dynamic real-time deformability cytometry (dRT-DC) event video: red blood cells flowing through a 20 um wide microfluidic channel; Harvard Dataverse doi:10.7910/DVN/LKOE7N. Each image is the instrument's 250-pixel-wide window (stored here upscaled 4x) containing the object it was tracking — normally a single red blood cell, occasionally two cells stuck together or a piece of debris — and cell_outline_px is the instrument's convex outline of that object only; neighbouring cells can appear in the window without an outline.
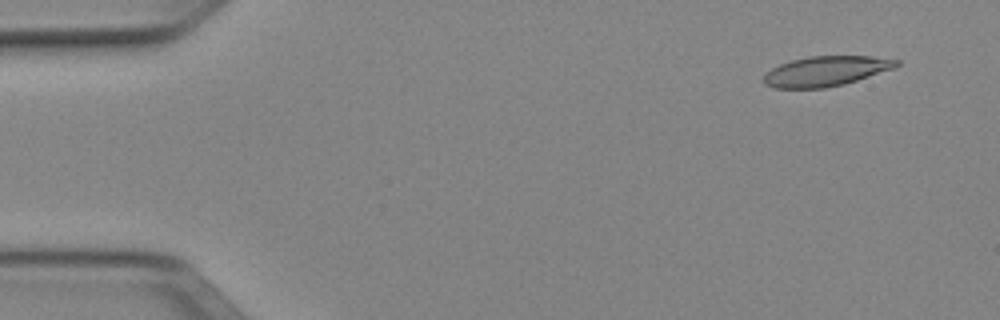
{"species": "Egyptian fruit bat (a non-hibernating species)", "species_latin": "Rousettus aegyptiacus", "temperature_condition": "cold", "stored_images_in_passage": 37, "camera_frame_rate_fps": 3000, "um_per_image_px": 0.085, "animal": {"sex": "female"}, "frame": {"image": 1, "passage_image": 4, "time_ms": 1.0, "image_size_px": [1000, 320], "cell_outline_px": [[900, 64], [896, 68], [844, 84], [824, 88], [776, 88], [764, 84], [764, 76], [772, 68], [780, 64], [792, 60], [808, 56], [872, 56], [900, 60]], "centroid_in_image_um": [70.25, 6.04], "position_along_channel_um": 14.8, "area_um2": 23.18}}
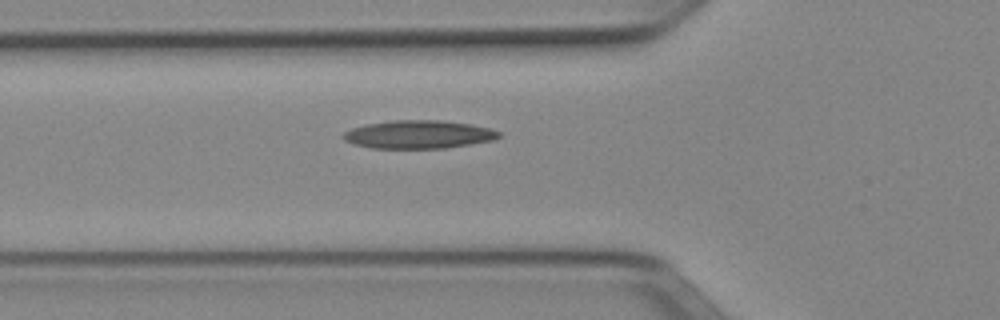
{"frame": {"image": 2, "passage_image": 18, "time_ms": 5.667, "image_size_px": [1000, 320], "cell_outline_px": [[500, 136], [492, 140], [444, 148], [372, 148], [356, 144], [344, 140], [340, 136], [344, 132], [352, 128], [368, 124], [396, 120], [440, 120], [472, 124], [488, 128], [500, 132]], "centroid_in_image_um": [35.56, 11.42], "position_along_channel_um": 90.2, "area_um2": 25.26}}
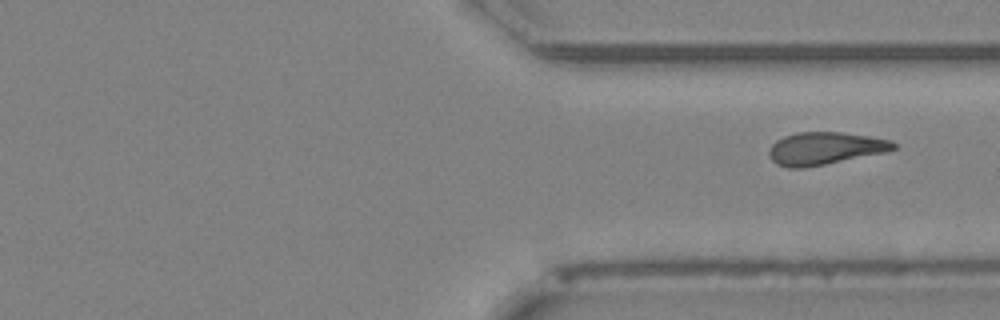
{"frame": {"image": 3, "passage_image": 37, "time_ms": 12.0, "image_size_px": [1000, 320], "cell_outline_px": [[896, 148], [888, 152], [804, 168], [788, 168], [776, 164], [768, 156], [768, 148], [776, 140], [784, 136], [796, 132], [840, 132], [868, 136], [888, 140], [896, 144]], "centroid_in_image_um": [70.07, 12.62], "position_along_channel_um": 341.3, "area_um2": 23.7}}